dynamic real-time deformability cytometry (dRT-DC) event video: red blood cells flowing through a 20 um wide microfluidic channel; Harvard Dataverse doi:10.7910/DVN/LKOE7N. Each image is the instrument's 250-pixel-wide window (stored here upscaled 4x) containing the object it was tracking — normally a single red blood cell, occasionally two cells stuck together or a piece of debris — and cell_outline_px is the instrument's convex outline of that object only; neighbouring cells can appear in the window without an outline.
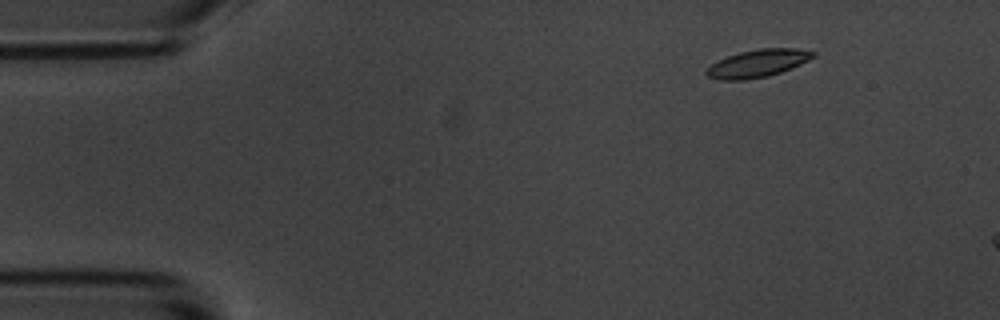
{"species": "common noctule bat (a hibernating species)", "species_latin": "Nyctalus noctula", "temperature_condition": "room temperature", "stored_images_in_passage": 3, "camera_frame_rate_fps": 3000, "um_per_image_px": 0.085, "animal": {"sex": "male", "body_mass_g": 20.1, "forearm_length_mm": 53.5}, "frame": {"image": 1, "passage_image": 1, "time_ms": 0.0, "image_size_px": [1000, 320], "cell_outline_px": [[816, 56], [792, 68], [768, 76], [744, 80], [720, 80], [708, 76], [704, 72], [712, 64], [728, 56], [740, 52], [760, 48], [796, 48], [816, 52]], "centroid_in_image_um": [64.43, 5.38], "position_along_channel_um": 20.6, "area_um2": 17.05}}